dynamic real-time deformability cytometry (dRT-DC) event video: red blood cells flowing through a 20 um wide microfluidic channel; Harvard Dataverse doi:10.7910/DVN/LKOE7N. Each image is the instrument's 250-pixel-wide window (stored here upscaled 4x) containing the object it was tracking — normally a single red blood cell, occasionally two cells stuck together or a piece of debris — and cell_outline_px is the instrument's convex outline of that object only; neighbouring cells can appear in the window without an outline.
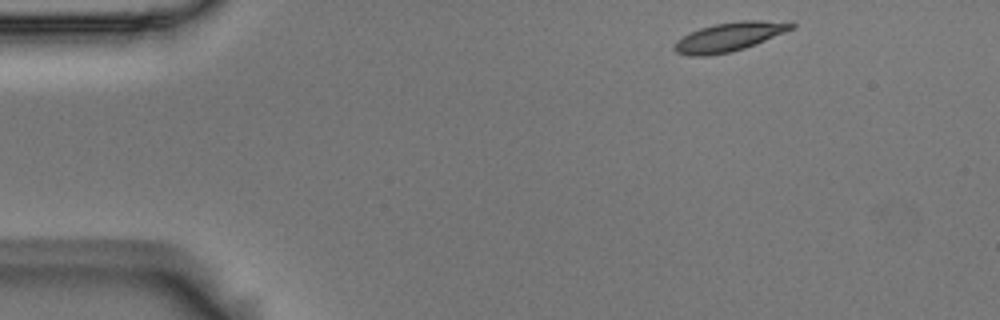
{"species": "Egyptian fruit bat (a non-hibernating species)", "species_latin": "Rousettus aegyptiacus", "temperature_condition": "room temperature", "stored_images_in_passage": 48, "camera_frame_rate_fps": 3000, "um_per_image_px": 0.085, "animal": {"sex": "male"}, "frame": {"image": 1, "passage_image": 1, "time_ms": 0.0, "image_size_px": [1000, 320], "cell_outline_px": [[796, 28], [756, 44], [732, 52], [704, 56], [692, 56], [676, 52], [672, 48], [676, 40], [700, 28], [716, 24], [740, 20], [760, 20], [796, 24]], "centroid_in_image_um": [61.98, 3.14], "position_along_channel_um": 23.0, "area_um2": 19.59}}
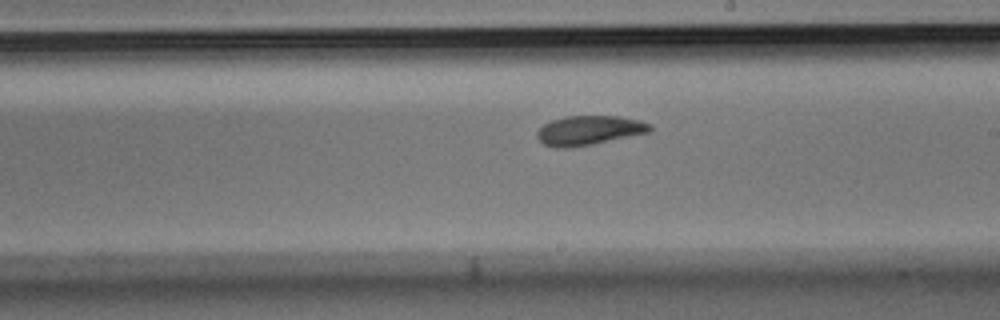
{"frame": {"image": 2, "passage_image": 25, "time_ms": 8.0, "image_size_px": [1000, 320], "cell_outline_px": [[652, 132], [572, 148], [556, 148], [544, 144], [536, 136], [536, 132], [544, 124], [552, 120], [564, 116], [620, 116], [640, 120], [652, 124]], "centroid_in_image_um": [50.1, 11.08], "position_along_channel_um": 238.9, "area_um2": 19.54}}
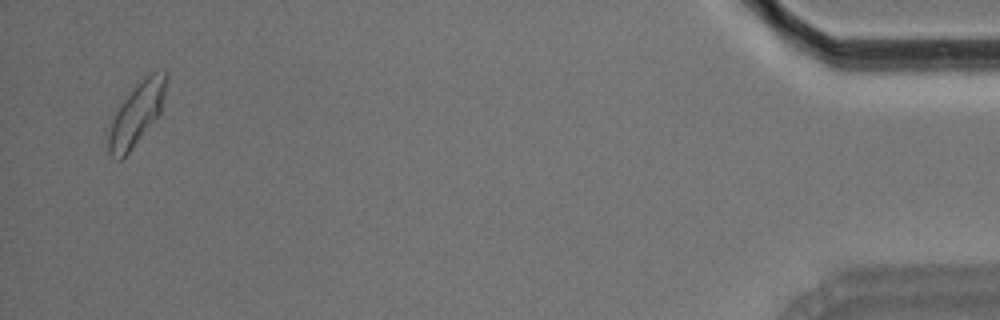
{"frame": {"image": 3, "passage_image": 47, "time_ms": 15.333, "image_size_px": [1000, 320], "cell_outline_px": [[168, 76], [160, 112], [132, 148], [120, 160], [116, 160], [108, 152], [108, 136], [112, 120], [120, 104], [144, 76], [152, 72], [168, 72]], "centroid_in_image_um": [11.6, 9.67], "position_along_channel_um": 423.6, "area_um2": 20.35}, "authors_computed_cell_mechanics": {"area_um2": 19.2474, "velocity_mm_per_s": 3.6417, "shape_relaxation_time_tau1_ms": 3.3979, "shape_relaxation_time_tau2_ms": 3.2592, "deformation_change_tau1": 0.129, "deformation_change_tau2": 0.0605}}